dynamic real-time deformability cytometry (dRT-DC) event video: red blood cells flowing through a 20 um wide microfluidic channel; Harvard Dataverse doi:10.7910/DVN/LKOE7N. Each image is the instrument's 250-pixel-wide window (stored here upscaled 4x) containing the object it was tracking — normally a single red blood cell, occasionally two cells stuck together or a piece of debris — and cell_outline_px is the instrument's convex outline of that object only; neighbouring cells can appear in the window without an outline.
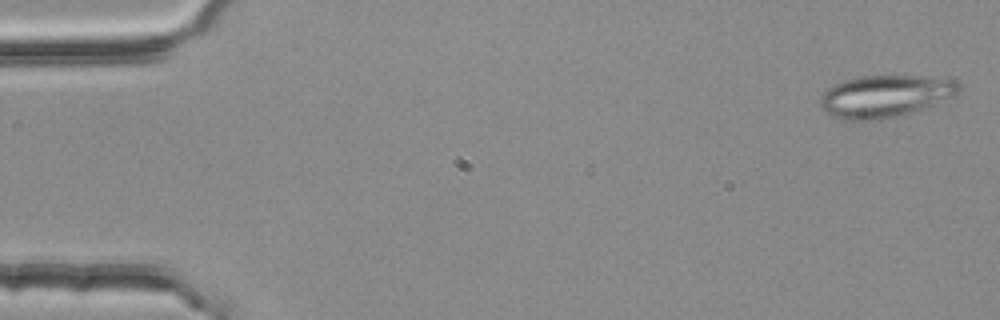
{"species": "common noctule bat (a hibernating species)", "species_latin": "Nyctalus noctula", "temperature_condition": "room temperature", "stored_images_in_passage": 4, "camera_frame_rate_fps": 3000, "um_per_image_px": 0.085, "animal": {"sex": "female", "body_mass_g": 25.1}, "frame": {"image": 1, "passage_image": 1, "time_ms": 0.0, "image_size_px": [1000, 320], "cell_outline_px": [[960, 88], [956, 96], [896, 116], [880, 120], [848, 120], [832, 116], [824, 112], [820, 108], [820, 96], [832, 84], [844, 80], [860, 76], [924, 76], [956, 80], [960, 84]], "centroid_in_image_um": [75.19, 8.16], "position_along_channel_um": 9.8, "area_um2": 33.93}}